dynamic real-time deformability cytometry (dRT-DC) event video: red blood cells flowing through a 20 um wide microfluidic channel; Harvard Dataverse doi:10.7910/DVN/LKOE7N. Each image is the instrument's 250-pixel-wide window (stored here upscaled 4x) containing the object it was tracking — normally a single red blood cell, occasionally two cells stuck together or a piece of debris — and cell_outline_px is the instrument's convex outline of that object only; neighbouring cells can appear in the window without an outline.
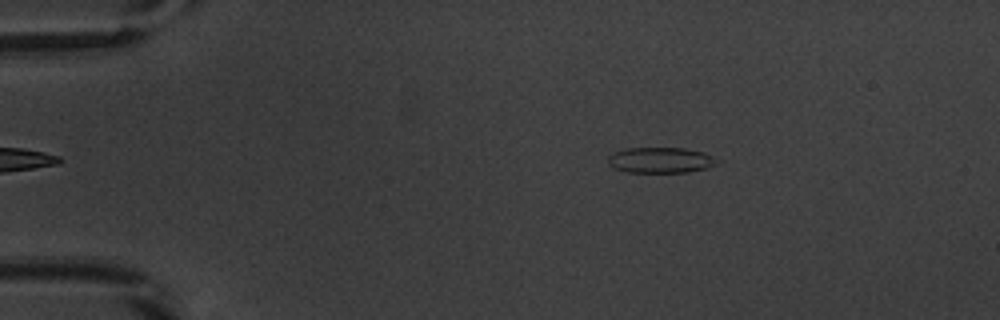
{"species": "common noctule bat (a hibernating species)", "species_latin": "Nyctalus noctula", "temperature_condition": "warm", "stored_images_in_passage": 46, "camera_frame_rate_fps": 3000, "um_per_image_px": 0.085, "animal": {"sex": "male", "body_mass_g": 20.1, "forearm_length_mm": 53.5}, "frame": {"image": 1, "passage_image": 3, "time_ms": 0.667, "image_size_px": [1000, 320], "cell_outline_px": [[712, 164], [708, 168], [688, 172], [628, 172], [616, 168], [608, 164], [608, 156], [612, 152], [624, 148], [684, 148], [704, 152], [712, 156]], "centroid_in_image_um": [56.06, 13.6], "position_along_channel_um": 28.9, "area_um2": 16.07}}
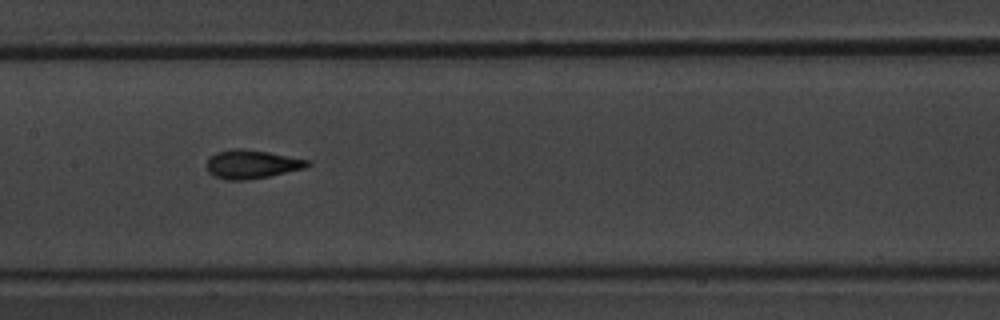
{"frame": {"image": 2, "passage_image": 20, "time_ms": 6.333, "image_size_px": [1000, 320], "cell_outline_px": [[312, 164], [308, 168], [248, 180], [228, 180], [212, 176], [204, 168], [208, 160], [216, 152], [232, 148], [244, 148], [268, 152], [312, 160]], "centroid_in_image_um": [21.42, 13.96], "position_along_channel_um": 186.0, "area_um2": 17.22}}
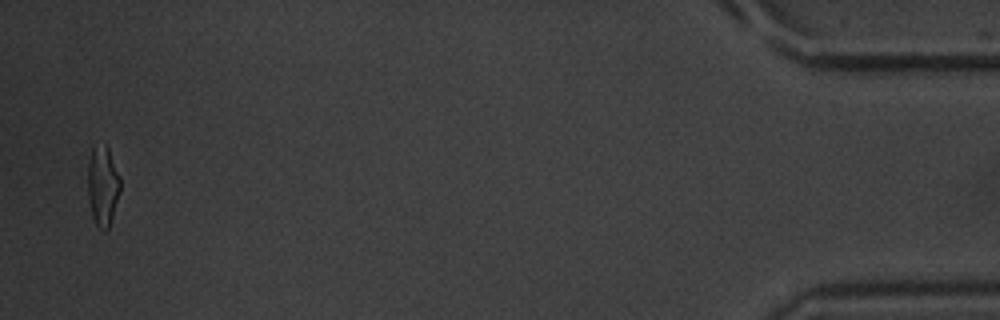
{"frame": {"image": 3, "passage_image": 45, "time_ms": 14.667, "image_size_px": [1000, 320], "cell_outline_px": [[120, 192], [108, 228], [104, 232], [96, 224], [92, 216], [88, 200], [88, 164], [92, 148], [104, 140], [108, 148], [120, 176]], "centroid_in_image_um": [8.73, 15.75], "position_along_channel_um": 426.5, "area_um2": 15.2}, "authors_computed_cell_mechanics": {"area_um2": 16.0684, "velocity_mm_per_s": 3.8786, "shape_relaxation_time_tau1_ms": 3.4537, "shape_relaxation_time_tau2_ms": 1.4209, "deformation_change_tau1": 0.159, "deformation_change_tau2": 0.0847}}